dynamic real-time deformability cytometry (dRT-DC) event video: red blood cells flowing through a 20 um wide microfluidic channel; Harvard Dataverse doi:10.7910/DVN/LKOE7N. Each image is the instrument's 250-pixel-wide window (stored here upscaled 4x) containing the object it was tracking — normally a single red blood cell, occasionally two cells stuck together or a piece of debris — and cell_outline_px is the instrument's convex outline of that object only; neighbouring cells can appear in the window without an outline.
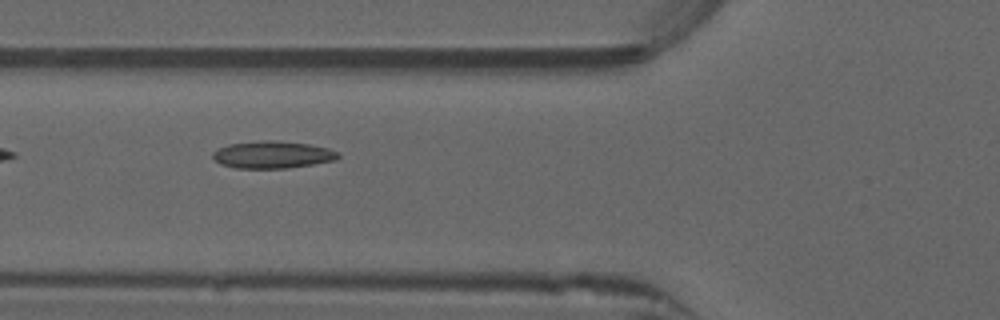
{"species": "common noctule bat (a hibernating species)", "species_latin": "Nyctalus noctula", "temperature_condition": "warm", "stored_images_in_passage": 22, "camera_frame_rate_fps": 3000, "um_per_image_px": 0.085, "animal": {"sex": "male", "forearm_length_mm": 52.5}, "frame": {"image": 1, "passage_image": 4, "time_ms": 1.0, "image_size_px": [1000, 320], "cell_outline_px": [[340, 156], [336, 160], [288, 168], [236, 168], [220, 164], [212, 156], [212, 152], [228, 144], [264, 140], [272, 140], [308, 144], [328, 148], [340, 152]], "centroid_in_image_um": [23.18, 13.15], "position_along_channel_um": 102.6, "area_um2": 19.83}}
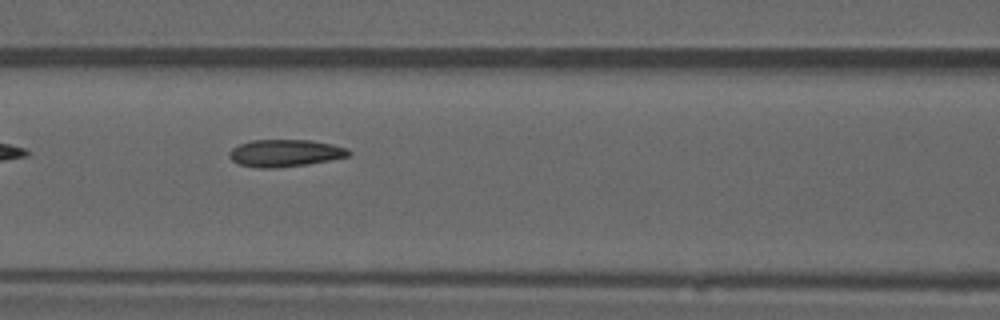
{"frame": {"image": 2, "passage_image": 7, "time_ms": 2.0, "image_size_px": [1000, 320], "cell_outline_px": [[352, 156], [308, 164], [276, 168], [260, 168], [240, 164], [232, 160], [228, 156], [228, 152], [232, 148], [240, 144], [252, 140], [312, 140], [332, 144], [348, 148], [352, 152]], "centroid_in_image_um": [24.27, 13.01], "position_along_channel_um": 142.3, "area_um2": 19.07}}
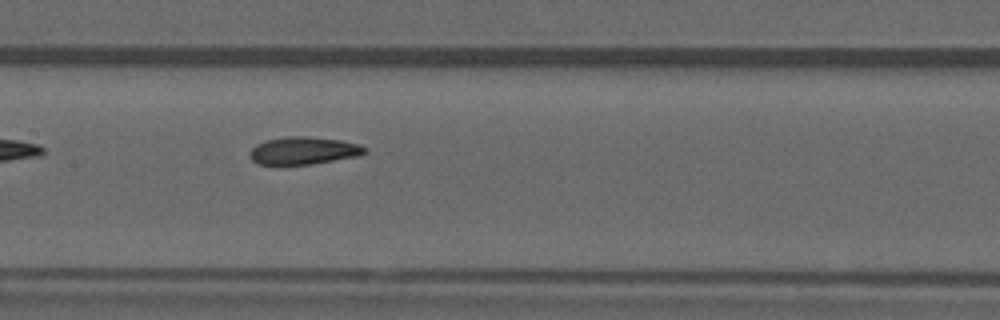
{"frame": {"image": 3, "passage_image": 10, "time_ms": 3.0, "image_size_px": [1000, 320], "cell_outline_px": [[368, 152], [360, 156], [312, 164], [260, 164], [252, 160], [248, 152], [256, 144], [264, 140], [288, 136], [308, 136], [340, 140], [360, 144], [368, 148]], "centroid_in_image_um": [25.84, 12.79], "position_along_channel_um": 181.6, "area_um2": 18.67}}